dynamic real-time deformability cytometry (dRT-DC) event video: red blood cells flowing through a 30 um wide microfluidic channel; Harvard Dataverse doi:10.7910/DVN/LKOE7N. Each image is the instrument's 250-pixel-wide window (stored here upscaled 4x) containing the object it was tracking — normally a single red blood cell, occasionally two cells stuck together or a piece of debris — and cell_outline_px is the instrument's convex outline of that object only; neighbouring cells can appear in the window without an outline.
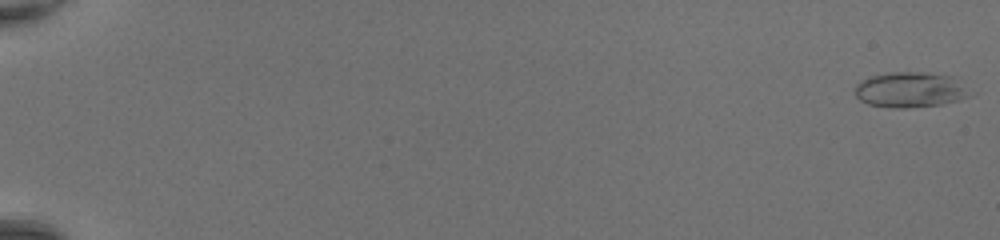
{"species": "common noctule bat (a hibernating species)", "species_latin": "Nyctalus noctula", "temperature_condition": "room temperature", "stored_images_in_passage": 50, "camera_frame_rate_fps": 3000, "um_per_image_px": 0.085, "animal": {"sex": "female", "body_mass_g": 20.0, "forearm_length_mm": 54.0}, "frame": {"image": 1, "passage_image": 1, "time_ms": 0.0, "image_size_px": [1000, 240], "cell_outline_px": [[976, 92], [972, 96], [960, 100], [940, 104], [908, 108], [892, 108], [868, 104], [860, 100], [856, 96], [856, 84], [860, 80], [868, 76], [888, 72], [928, 72], [952, 76]], "centroid_in_image_um": [77.43, 7.62], "position_along_channel_um": 7.6, "area_um2": 24.28}}
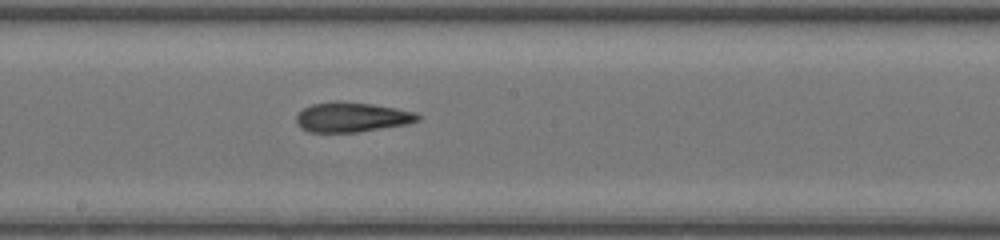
{"frame": {"image": 2, "passage_image": 30, "time_ms": 9.667, "image_size_px": [1000, 240], "cell_outline_px": [[420, 120], [408, 124], [360, 132], [308, 132], [300, 128], [296, 124], [296, 116], [304, 108], [312, 104], [336, 100], [372, 104], [396, 108], [416, 112], [420, 116]], "centroid_in_image_um": [29.9, 9.96], "position_along_channel_um": 218.3, "area_um2": 21.33}}
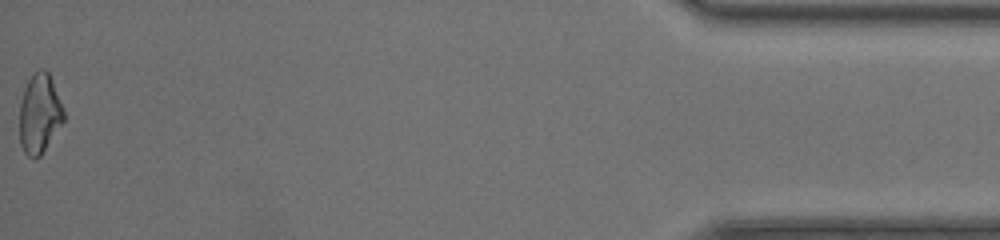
{"frame": {"image": 3, "passage_image": 50, "time_ms": 16.333, "image_size_px": [1000, 240], "cell_outline_px": [[64, 120], [40, 156], [36, 160], [32, 160], [24, 152], [20, 144], [20, 104], [24, 88], [28, 80], [40, 68], [44, 68], [48, 72], [52, 80], [64, 112]], "centroid_in_image_um": [3.34, 9.69], "position_along_channel_um": 431.9, "area_um2": 20.29}, "authors_computed_cell_mechanics": {"area_um2": 21.386, "velocity_mm_per_s": 4.427, "shape_relaxation_time_tau1_ms": null, "shape_relaxation_time_tau2_ms": 2.114, "deformation_change_tau1": null, "deformation_change_tau2": 0.0925}}